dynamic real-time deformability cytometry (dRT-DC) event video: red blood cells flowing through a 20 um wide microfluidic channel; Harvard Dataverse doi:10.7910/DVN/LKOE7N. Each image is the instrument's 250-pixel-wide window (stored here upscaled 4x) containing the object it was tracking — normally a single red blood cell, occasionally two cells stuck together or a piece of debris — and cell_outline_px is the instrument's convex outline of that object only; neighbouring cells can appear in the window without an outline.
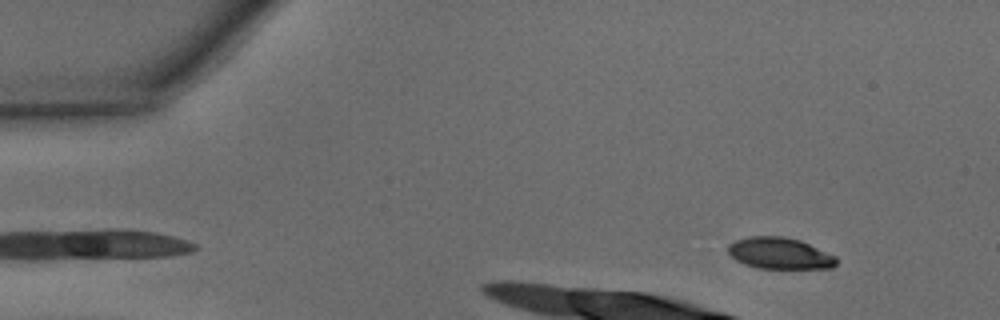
{"species": "common noctule bat (a hibernating species)", "species_latin": "Nyctalus noctula", "temperature_condition": "warm", "stored_images_in_passage": 8, "camera_frame_rate_fps": 3000, "um_per_image_px": 0.085, "animal": {"sex": "male", "body_mass_g": 15.6}, "frame": {"image": 1, "passage_image": 1, "time_ms": 0.0, "image_size_px": [1000, 320], "cell_outline_px": [[836, 264], [832, 268], [756, 268], [744, 264], [736, 260], [728, 252], [728, 244], [736, 240], [748, 236], [784, 236], [800, 240], [836, 256]], "centroid_in_image_um": [66.25, 21.52], "position_along_channel_um": 18.7, "area_um2": 19.83}}
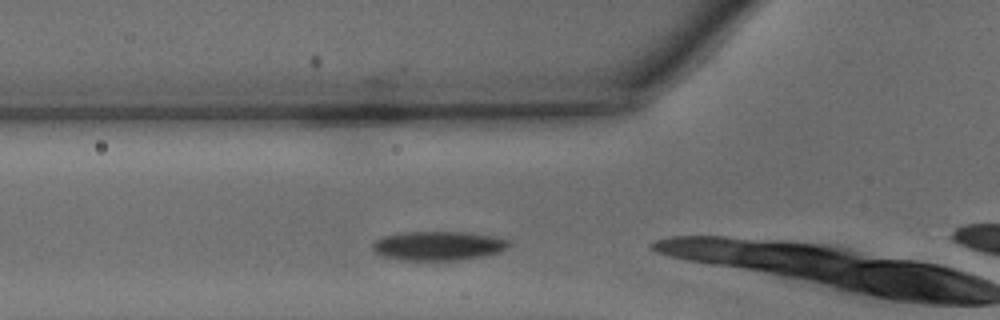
{"frame": {"image": 2, "passage_image": 7, "time_ms": 2.0, "image_size_px": [1000, 320], "cell_outline_px": [[512, 244], [508, 248], [500, 252], [484, 256], [460, 260], [400, 260], [384, 256], [372, 252], [372, 244], [376, 240], [384, 236], [404, 232], [468, 232], [496, 236], [508, 240]], "centroid_in_image_um": [37.29, 20.89], "position_along_channel_um": 88.5, "area_um2": 23.41}}